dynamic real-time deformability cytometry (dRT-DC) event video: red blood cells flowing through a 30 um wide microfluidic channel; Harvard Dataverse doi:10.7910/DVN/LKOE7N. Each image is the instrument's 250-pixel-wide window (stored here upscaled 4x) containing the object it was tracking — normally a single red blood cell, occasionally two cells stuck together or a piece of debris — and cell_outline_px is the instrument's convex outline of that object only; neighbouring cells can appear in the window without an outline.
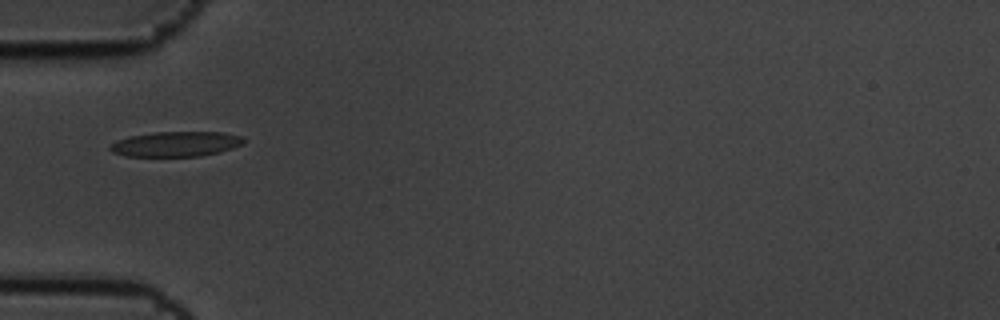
{"species": "common noctule bat (a hibernating species)", "species_latin": "Nyctalus noctula", "temperature_condition": "cold", "stored_images_in_passage": 8, "camera_frame_rate_fps": 3000, "um_per_image_px": 0.085, "animal": {"sex": "male", "body_mass_g": 19.5, "forearm_length_mm": 54.6}, "frame": {"image": 1, "passage_image": 3, "time_ms": 0.667, "image_size_px": [1000, 320], "cell_outline_px": [[244, 144], [220, 152], [200, 156], [124, 156], [112, 152], [108, 148], [116, 140], [128, 136], [152, 132], [224, 132], [244, 136]], "centroid_in_image_um": [14.96, 12.23], "position_along_channel_um": 70.0, "area_um2": 19.71}}
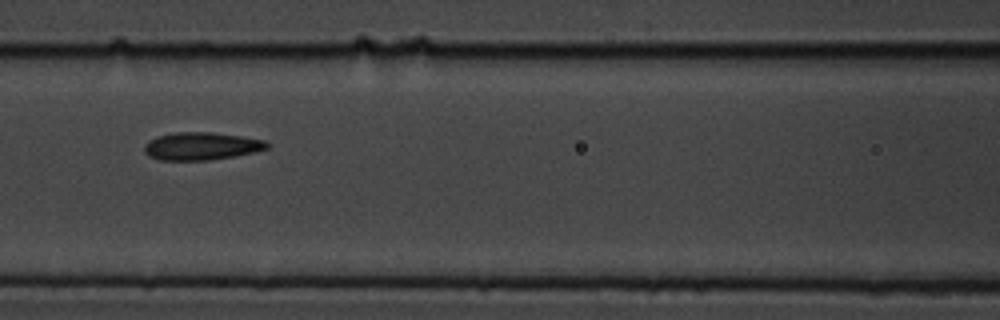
{"frame": {"image": 2, "passage_image": 5, "time_ms": 1.333, "image_size_px": [1000, 320], "cell_outline_px": [[268, 148], [252, 152], [232, 156], [208, 160], [160, 160], [148, 156], [144, 152], [144, 144], [148, 140], [156, 136], [176, 132], [212, 132], [240, 136], [264, 140], [268, 144]], "centroid_in_image_um": [17.04, 12.41], "position_along_channel_um": 149.6, "area_um2": 19.71}}
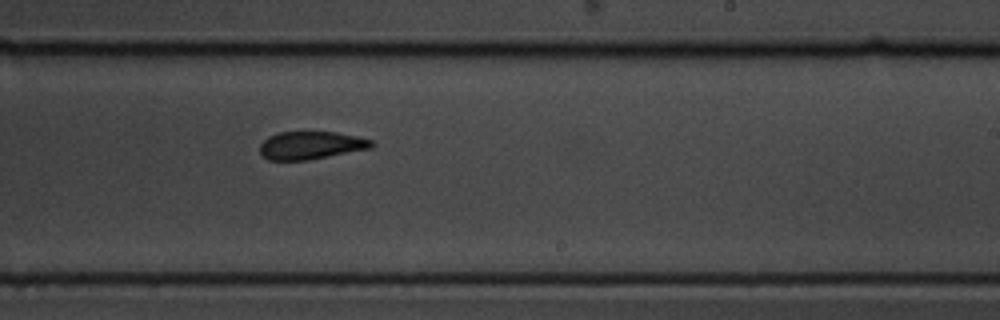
{"frame": {"image": 3, "passage_image": 8, "time_ms": 2.333, "image_size_px": [1000, 320], "cell_outline_px": [[376, 144], [372, 148], [308, 160], [268, 160], [260, 152], [260, 144], [268, 136], [276, 132], [336, 132], [356, 136], [372, 140]], "centroid_in_image_um": [26.43, 12.35], "position_along_channel_um": 262.6, "area_um2": 18.21}}